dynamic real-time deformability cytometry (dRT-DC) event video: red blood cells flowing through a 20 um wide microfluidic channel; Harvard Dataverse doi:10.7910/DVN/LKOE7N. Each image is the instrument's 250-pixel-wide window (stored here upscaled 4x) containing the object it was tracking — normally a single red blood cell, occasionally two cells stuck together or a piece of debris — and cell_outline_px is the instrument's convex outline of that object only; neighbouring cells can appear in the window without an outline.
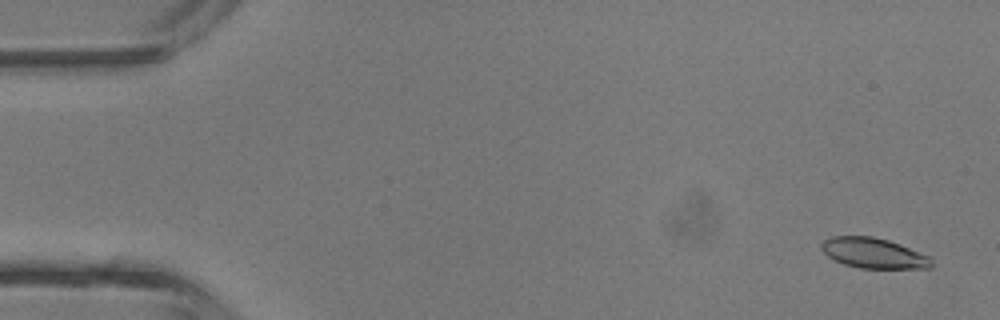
{"species": "common noctule bat (a hibernating species)", "species_latin": "Nyctalus noctula", "temperature_condition": "room temperature", "stored_images_in_passage": 4, "camera_frame_rate_fps": 3000, "um_per_image_px": 0.085, "animal": {"sex": "male", "body_mass_g": 13.3}, "frame": {"image": 1, "passage_image": 1, "time_ms": 0.0, "image_size_px": [1000, 320], "cell_outline_px": [[932, 268], [860, 268], [844, 264], [828, 256], [820, 248], [820, 244], [824, 240], [832, 236], [872, 236], [888, 240], [900, 244], [928, 256], [932, 260]], "centroid_in_image_um": [74.24, 21.51], "position_along_channel_um": 10.8, "area_um2": 19.31}}
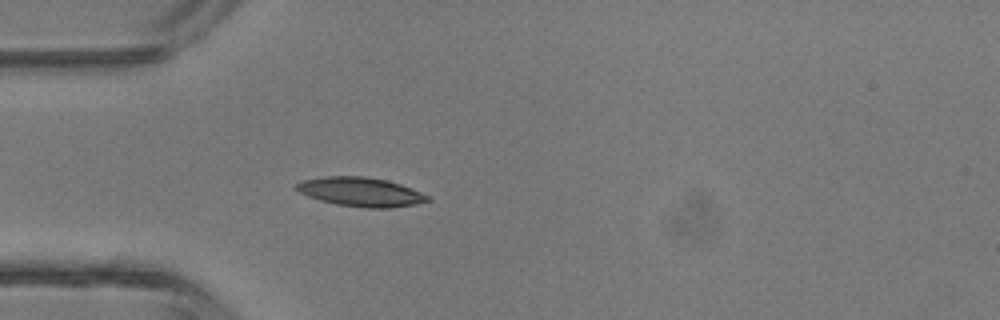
{"frame": {"image": 2, "passage_image": 4, "time_ms": 3.667, "image_size_px": [1000, 320], "cell_outline_px": [[432, 200], [416, 204], [388, 208], [364, 208], [336, 204], [320, 200], [308, 196], [300, 192], [296, 188], [296, 184], [300, 180], [324, 176], [364, 176], [388, 180], [400, 184], [420, 192], [428, 196]], "centroid_in_image_um": [30.65, 16.31], "position_along_channel_um": 54.4, "area_um2": 22.25}}